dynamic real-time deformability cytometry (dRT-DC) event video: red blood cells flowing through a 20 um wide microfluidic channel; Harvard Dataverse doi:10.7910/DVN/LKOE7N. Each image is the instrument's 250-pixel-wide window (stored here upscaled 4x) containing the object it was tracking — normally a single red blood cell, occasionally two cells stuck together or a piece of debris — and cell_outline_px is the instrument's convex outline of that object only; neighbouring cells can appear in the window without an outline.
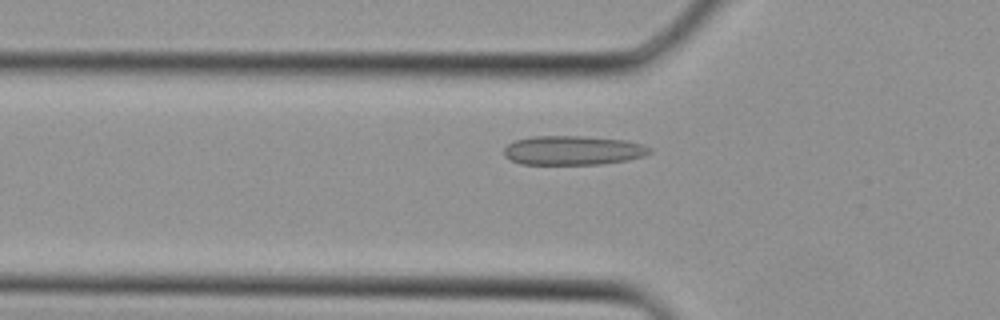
{"species": "Egyptian fruit bat (a non-hibernating species)", "species_latin": "Rousettus aegyptiacus", "temperature_condition": "cold", "stored_images_in_passage": 35, "camera_frame_rate_fps": 3000, "um_per_image_px": 0.085, "animal": {"sex": "female"}, "frame": {"image": 1, "passage_image": 12, "time_ms": 3.667, "image_size_px": [1000, 320], "cell_outline_px": [[652, 152], [644, 156], [628, 160], [604, 164], [520, 164], [504, 156], [504, 148], [508, 144], [516, 140], [532, 136], [584, 136], [624, 140], [640, 144], [652, 148]], "centroid_in_image_um": [48.71, 12.78], "position_along_channel_um": 77.1, "area_um2": 24.85}}
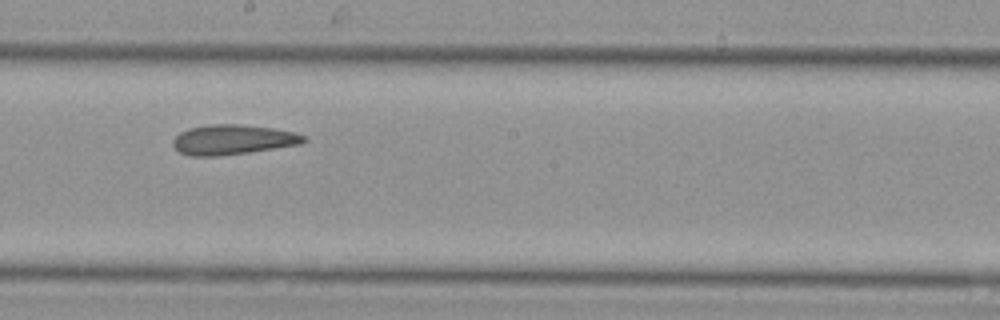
{"frame": {"image": 2, "passage_image": 20, "time_ms": 6.333, "image_size_px": [1000, 320], "cell_outline_px": [[308, 140], [300, 144], [248, 152], [216, 156], [188, 156], [180, 152], [172, 144], [172, 140], [180, 132], [188, 128], [208, 124], [236, 124], [272, 128], [296, 132], [304, 136]], "centroid_in_image_um": [19.76, 11.86], "position_along_channel_um": 228.4, "area_um2": 22.72}}
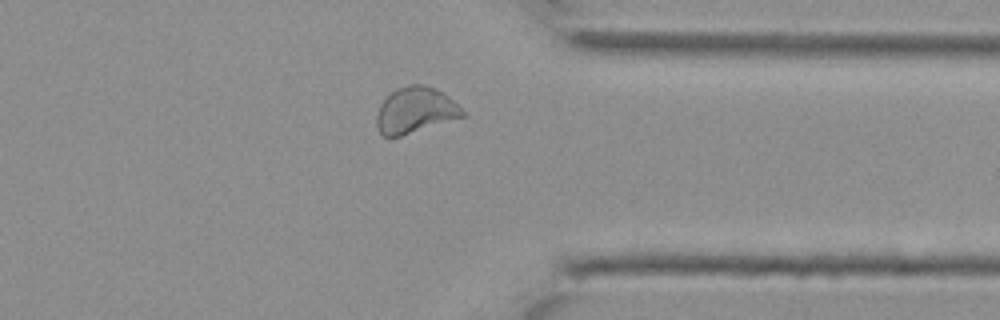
{"frame": {"image": 3, "passage_image": 28, "time_ms": 9.0, "image_size_px": [1000, 320], "cell_outline_px": [[464, 116], [388, 140], [380, 132], [376, 124], [376, 116], [380, 104], [396, 88], [408, 84], [424, 84], [444, 92], [464, 112]], "centroid_in_image_um": [35.25, 9.38], "position_along_channel_um": 376.1, "area_um2": 22.95}}